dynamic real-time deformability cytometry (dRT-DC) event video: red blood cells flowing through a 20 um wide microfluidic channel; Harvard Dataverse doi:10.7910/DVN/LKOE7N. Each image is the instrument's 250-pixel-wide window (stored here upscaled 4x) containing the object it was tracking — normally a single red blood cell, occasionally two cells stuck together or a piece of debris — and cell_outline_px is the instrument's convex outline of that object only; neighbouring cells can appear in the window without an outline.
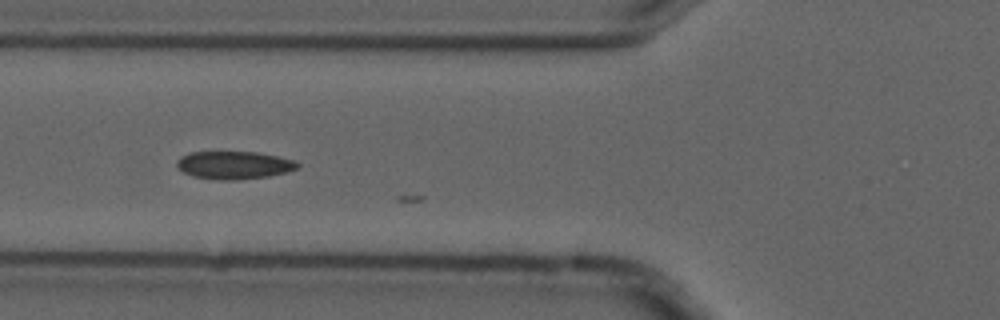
{"species": "common noctule bat (a hibernating species)", "species_latin": "Nyctalus noctula", "temperature_condition": "cold", "stored_images_in_passage": 6, "camera_frame_rate_fps": 3000, "um_per_image_px": 0.085, "animal": {"sex": "male", "forearm_length_mm": 52.5}, "frame": {"image": 1, "passage_image": 5, "time_ms": 1.333, "image_size_px": [1000, 320], "cell_outline_px": [[300, 168], [288, 172], [268, 176], [236, 180], [220, 180], [192, 176], [176, 168], [176, 160], [180, 156], [188, 152], [256, 152], [276, 156], [292, 160], [300, 164]], "centroid_in_image_um": [19.86, 14.04], "position_along_channel_um": 105.9, "area_um2": 19.71}}